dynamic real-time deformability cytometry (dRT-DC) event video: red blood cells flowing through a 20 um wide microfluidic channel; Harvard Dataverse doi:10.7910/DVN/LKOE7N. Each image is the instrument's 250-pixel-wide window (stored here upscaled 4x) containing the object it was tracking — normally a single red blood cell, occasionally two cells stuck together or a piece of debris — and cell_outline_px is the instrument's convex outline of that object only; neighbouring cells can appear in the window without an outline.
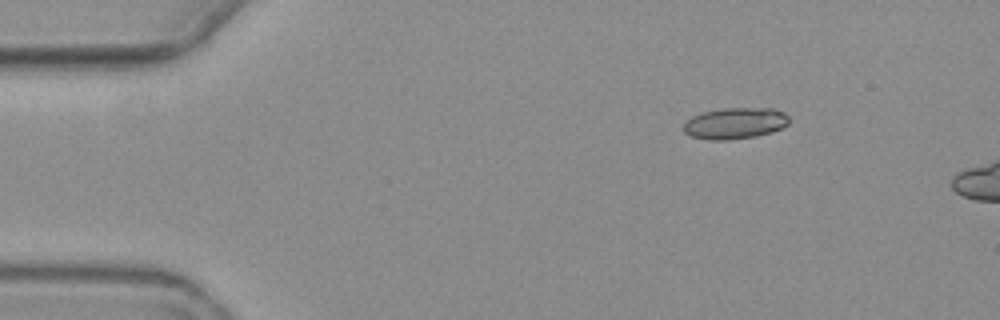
{"species": "common noctule bat (a hibernating species)", "species_latin": "Nyctalus noctula", "temperature_condition": "warm", "stored_images_in_passage": 3, "camera_frame_rate_fps": 3000, "um_per_image_px": 0.085, "animal": {"sex": "female", "body_mass_g": 19.3, "forearm_length_mm": 54.1}, "frame": {"image": 1, "passage_image": 1, "time_ms": 0.0, "image_size_px": [1000, 320], "cell_outline_px": [[788, 124], [772, 132], [756, 136], [728, 140], [708, 140], [692, 136], [684, 132], [684, 124], [692, 116], [704, 112], [724, 108], [772, 108], [784, 112], [788, 116]], "centroid_in_image_um": [62.49, 10.48], "position_along_channel_um": 22.5, "area_um2": 19.13}}